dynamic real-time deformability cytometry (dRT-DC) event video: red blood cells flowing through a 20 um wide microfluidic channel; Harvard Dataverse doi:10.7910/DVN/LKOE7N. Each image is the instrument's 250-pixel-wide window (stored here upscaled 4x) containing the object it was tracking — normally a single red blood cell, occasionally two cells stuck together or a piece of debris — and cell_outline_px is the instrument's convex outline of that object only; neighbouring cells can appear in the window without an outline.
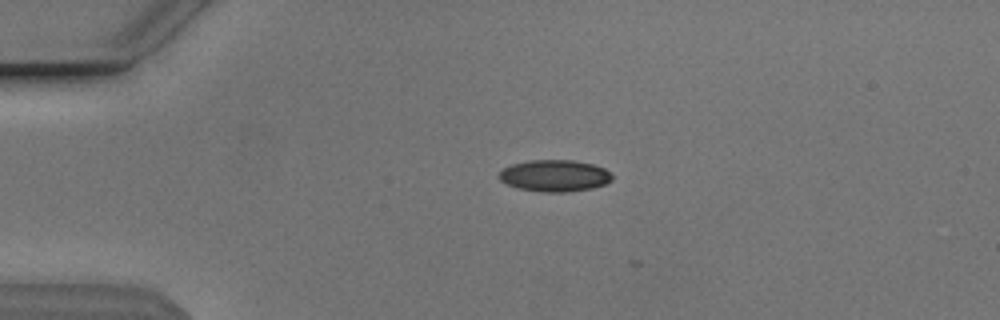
{"species": "Egyptian fruit bat (a non-hibernating species)", "species_latin": "Rousettus aegyptiacus", "temperature_condition": "cold", "stored_images_in_passage": 2, "camera_frame_rate_fps": 3000, "um_per_image_px": 0.085, "animal": {"sex": "male"}, "frame": {"image": 1, "passage_image": 1, "time_ms": 0.0, "image_size_px": [1000, 320], "cell_outline_px": [[612, 180], [604, 184], [592, 188], [568, 192], [540, 192], [520, 188], [508, 184], [500, 180], [500, 172], [504, 168], [512, 164], [528, 160], [572, 160], [592, 164], [604, 168], [612, 176]], "centroid_in_image_um": [47.15, 14.93], "position_along_channel_um": 37.9, "area_um2": 20.69}}